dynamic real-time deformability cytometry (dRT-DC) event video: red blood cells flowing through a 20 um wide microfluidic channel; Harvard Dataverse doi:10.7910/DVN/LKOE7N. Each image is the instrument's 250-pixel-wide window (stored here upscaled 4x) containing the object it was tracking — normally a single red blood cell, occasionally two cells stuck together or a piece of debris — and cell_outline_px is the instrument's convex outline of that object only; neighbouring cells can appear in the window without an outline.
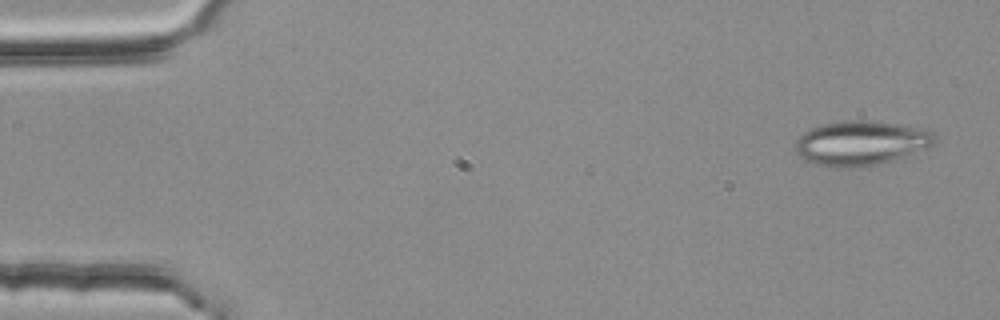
{"species": "common noctule bat (a hibernating species)", "species_latin": "Nyctalus noctula", "temperature_condition": "room temperature", "stored_images_in_passage": 7, "segment_of_instrument_passage": [1, 2], "camera_frame_rate_fps": 3000, "um_per_image_px": 0.085, "animal": {"sex": "female", "body_mass_g": 25.1}, "frame": {"image": 1, "passage_image": 1, "time_ms": 0.0, "image_size_px": [1000, 320], "cell_outline_px": [[936, 140], [928, 148], [884, 164], [864, 168], [836, 168], [816, 164], [804, 160], [796, 152], [796, 140], [804, 132], [812, 128], [824, 124], [856, 120], [864, 120], [908, 124], [928, 128], [936, 136]], "centroid_in_image_um": [73.26, 12.18], "position_along_channel_um": 11.7, "area_um2": 36.88}}